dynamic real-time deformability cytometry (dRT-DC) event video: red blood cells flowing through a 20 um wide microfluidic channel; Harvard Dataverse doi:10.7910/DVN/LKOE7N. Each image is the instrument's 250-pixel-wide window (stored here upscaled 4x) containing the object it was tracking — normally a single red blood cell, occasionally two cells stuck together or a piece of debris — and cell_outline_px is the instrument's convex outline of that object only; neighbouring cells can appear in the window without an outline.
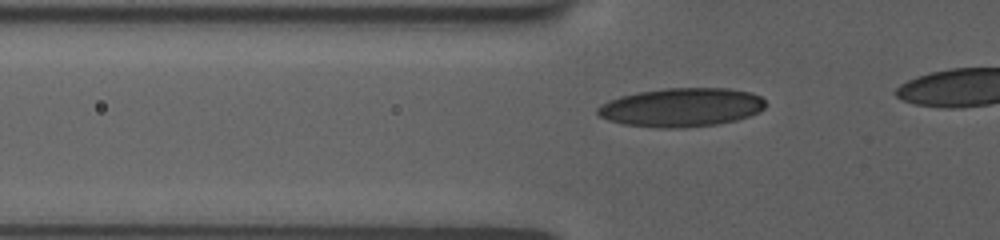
{"species": "human", "species_latin": "Homo sapiens", "temperature_condition": "room temperature", "stored_images_in_passage": 41, "camera_frame_rate_fps": 3000, "um_per_image_px": 0.085, "donor": {"sex": "female"}, "frame": {"image": 1, "passage_image": 12, "time_ms": 3.667, "image_size_px": [1000, 240], "cell_outline_px": [[764, 108], [760, 112], [736, 120], [716, 124], [684, 128], [656, 128], [624, 124], [608, 120], [600, 116], [596, 112], [596, 108], [600, 104], [608, 100], [620, 96], [636, 92], [664, 88], [728, 88], [752, 92], [760, 96], [764, 100]], "centroid_in_image_um": [57.9, 9.12], "position_along_channel_um": 67.9, "area_um2": 38.21}}
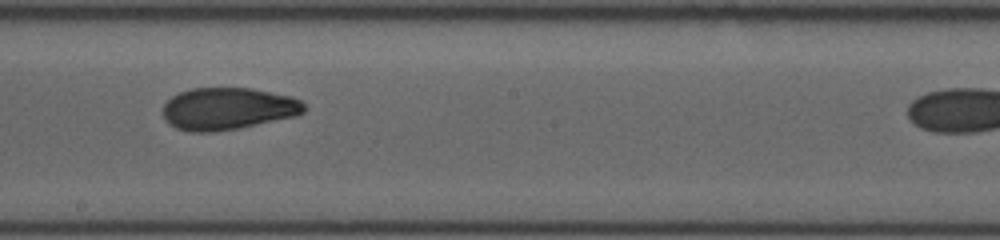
{"frame": {"image": 2, "passage_image": 25, "time_ms": 8.0, "image_size_px": [1000, 240], "cell_outline_px": [[308, 108], [304, 112], [296, 116], [240, 128], [216, 132], [188, 132], [176, 128], [168, 124], [164, 120], [164, 104], [172, 96], [180, 92], [192, 88], [252, 88], [292, 96], [300, 100]], "centroid_in_image_um": [19.38, 9.25], "position_along_channel_um": 228.8, "area_um2": 35.03}}
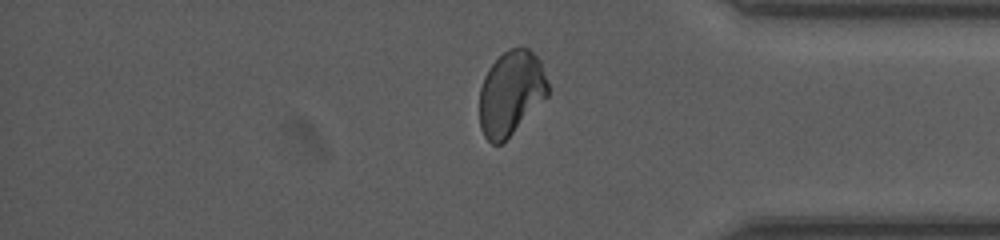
{"frame": {"image": 3, "passage_image": 39, "time_ms": 12.667, "image_size_px": [1000, 240], "cell_outline_px": [[548, 96], [500, 144], [492, 144], [484, 136], [480, 128], [480, 88], [484, 76], [488, 68], [508, 48], [528, 48], [540, 60], [548, 84]], "centroid_in_image_um": [43.42, 7.89], "position_along_channel_um": 391.8, "area_um2": 33.23}}